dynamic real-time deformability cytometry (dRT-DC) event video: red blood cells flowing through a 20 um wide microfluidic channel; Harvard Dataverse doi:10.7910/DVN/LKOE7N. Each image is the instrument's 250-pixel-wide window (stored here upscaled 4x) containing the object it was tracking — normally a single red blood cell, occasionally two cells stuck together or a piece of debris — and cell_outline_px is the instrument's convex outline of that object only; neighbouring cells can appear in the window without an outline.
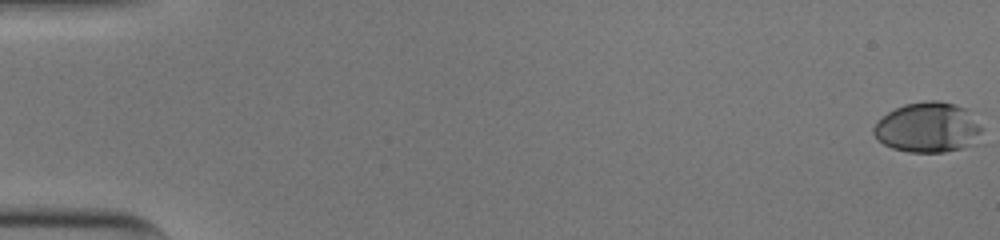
{"species": "human", "species_latin": "Homo sapiens", "temperature_condition": "cold", "stored_images_in_passage": 53, "camera_frame_rate_fps": 3000, "um_per_image_px": 0.085, "donor": {"sex": "male"}, "frame": {"image": 1, "passage_image": 1, "time_ms": 0.0, "image_size_px": [1000, 240], "cell_outline_px": [[980, 144], [964, 148], [944, 152], [908, 152], [892, 148], [884, 144], [872, 132], [872, 128], [876, 120], [888, 112], [904, 104], [924, 100], [940, 100], [956, 104], [968, 108], [980, 128]], "centroid_in_image_um": [78.89, 10.83], "position_along_channel_um": 6.1, "area_um2": 32.19}}
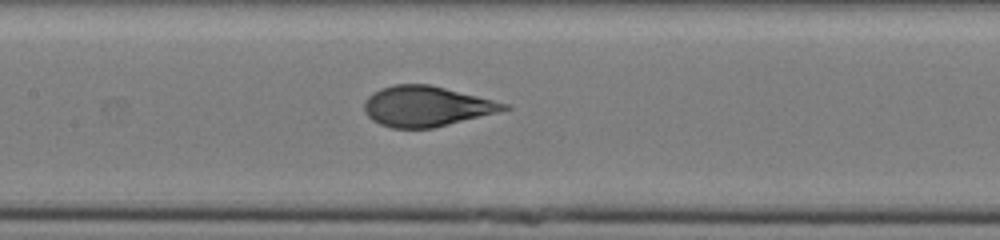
{"frame": {"image": 2, "passage_image": 27, "time_ms": 8.667, "image_size_px": [1000, 240], "cell_outline_px": [[512, 108], [500, 112], [432, 128], [392, 128], [380, 124], [372, 120], [364, 112], [364, 100], [372, 92], [380, 88], [396, 84], [428, 84], [508, 104]], "centroid_in_image_um": [36.2, 9.04], "position_along_channel_um": 171.2, "area_um2": 32.66}}
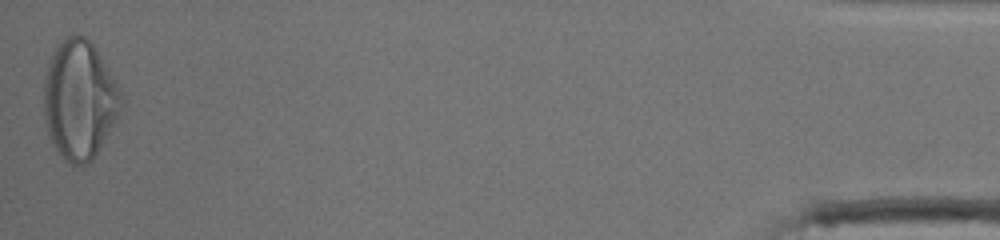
{"frame": {"image": 3, "passage_image": 53, "time_ms": 17.333, "image_size_px": [1000, 240], "cell_outline_px": [[124, 100], [116, 120], [92, 160], [88, 164], [72, 164], [64, 160], [56, 148], [48, 132], [44, 120], [44, 76], [52, 56], [60, 40], [68, 36], [84, 36], [96, 48], [120, 88]], "centroid_in_image_um": [6.76, 8.48], "position_along_channel_um": 428.4, "area_um2": 53.18}, "authors_computed_cell_mechanics": {"area_um2": 33.2928, "velocity_mm_per_s": 3.9769, "shape_relaxation_time_tau1_ms": 4.8245, "shape_relaxation_time_tau2_ms": null, "deformation_change_tau1": 0.2213, "deformation_change_tau2": null}}